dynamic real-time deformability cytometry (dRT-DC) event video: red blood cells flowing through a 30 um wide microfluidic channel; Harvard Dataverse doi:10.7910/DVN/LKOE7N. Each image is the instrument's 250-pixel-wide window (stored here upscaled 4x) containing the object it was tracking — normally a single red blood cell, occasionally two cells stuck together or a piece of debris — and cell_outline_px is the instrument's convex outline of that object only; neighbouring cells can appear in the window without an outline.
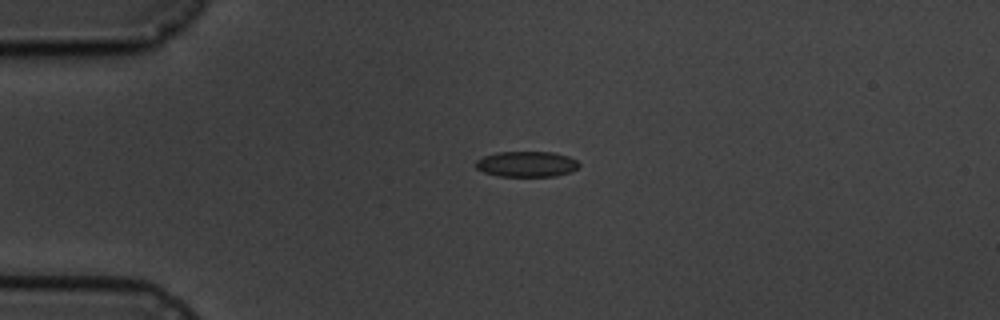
{"species": "common noctule bat (a hibernating species)", "species_latin": "Nyctalus noctula", "temperature_condition": "cold", "stored_images_in_passage": 5, "camera_frame_rate_fps": 3000, "um_per_image_px": 0.085, "animal": {"sex": "male", "body_mass_g": 19.5, "forearm_length_mm": 54.6}, "frame": {"image": 1, "passage_image": 3, "time_ms": 2.333, "image_size_px": [1000, 320], "cell_outline_px": [[580, 164], [572, 172], [556, 176], [500, 176], [484, 172], [476, 168], [476, 160], [484, 156], [496, 152], [552, 152], [568, 156], [576, 160]], "centroid_in_image_um": [44.77, 13.95], "position_along_channel_um": 40.2, "area_um2": 15.37}}
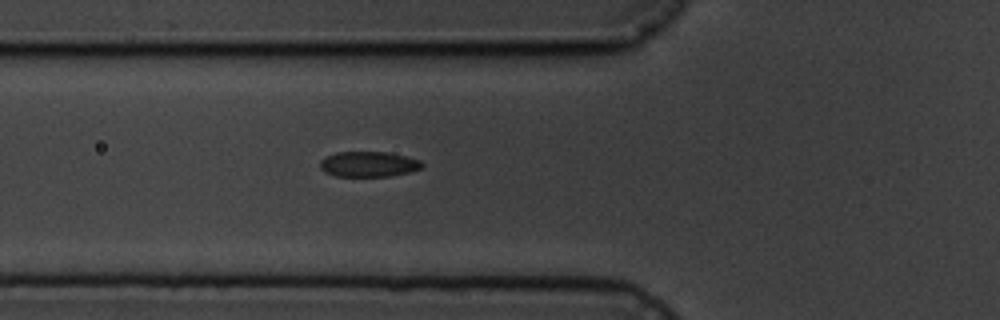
{"frame": {"image": 2, "passage_image": 5, "time_ms": 4.667, "image_size_px": [1000, 320], "cell_outline_px": [[424, 164], [420, 168], [408, 172], [392, 176], [336, 176], [324, 172], [320, 168], [320, 160], [324, 156], [336, 152], [388, 152], [420, 160]], "centroid_in_image_um": [31.28, 13.95], "position_along_channel_um": 94.5, "area_um2": 15.09}}